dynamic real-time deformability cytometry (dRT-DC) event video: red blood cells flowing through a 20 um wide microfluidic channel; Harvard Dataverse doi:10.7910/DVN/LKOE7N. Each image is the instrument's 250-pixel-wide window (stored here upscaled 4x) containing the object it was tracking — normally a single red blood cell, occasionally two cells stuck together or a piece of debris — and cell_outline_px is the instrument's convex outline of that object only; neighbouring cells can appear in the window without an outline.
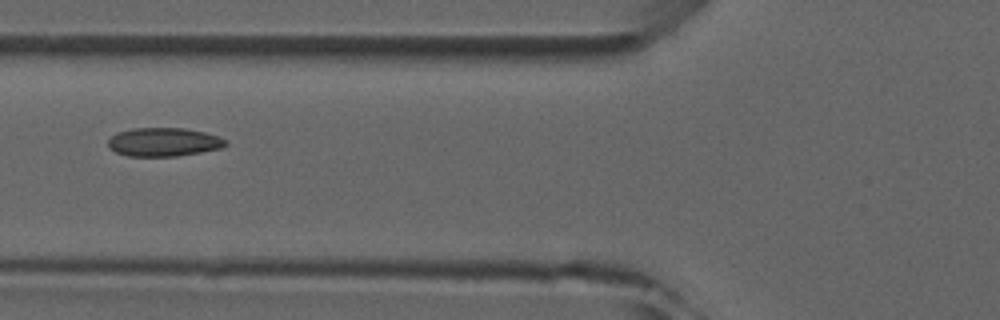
{"species": "common noctule bat (a hibernating species)", "species_latin": "Nyctalus noctula", "temperature_condition": "room temperature", "stored_images_in_passage": 3, "camera_frame_rate_fps": 3000, "um_per_image_px": 0.085, "animal": {"sex": "male", "forearm_length_mm": 52.5}, "frame": {"image": 1, "passage_image": 3, "time_ms": 2.333, "image_size_px": [1000, 320], "cell_outline_px": [[228, 144], [220, 148], [200, 152], [176, 156], [128, 156], [116, 152], [108, 148], [108, 140], [116, 132], [132, 128], [184, 128], [204, 132], [228, 140]], "centroid_in_image_um": [13.88, 12.07], "position_along_channel_um": 111.9, "area_um2": 19.59}}